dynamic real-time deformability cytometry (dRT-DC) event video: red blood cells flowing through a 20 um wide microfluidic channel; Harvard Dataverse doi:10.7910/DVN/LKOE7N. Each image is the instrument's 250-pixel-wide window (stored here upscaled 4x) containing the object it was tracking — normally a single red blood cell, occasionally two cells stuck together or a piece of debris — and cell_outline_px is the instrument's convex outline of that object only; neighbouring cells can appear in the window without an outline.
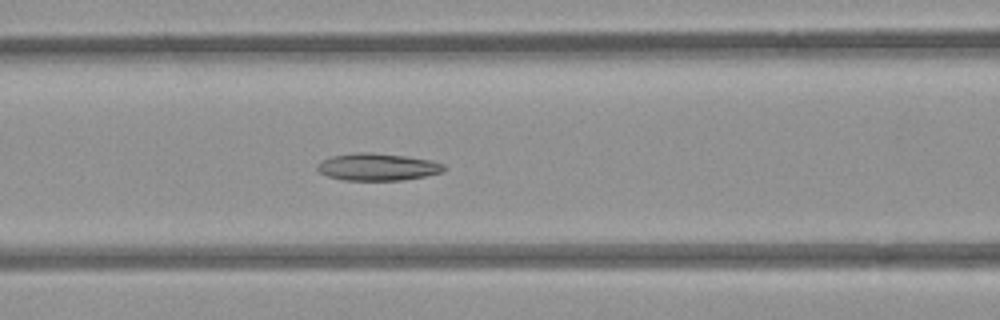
{"species": "common noctule bat (a hibernating species)", "species_latin": "Nyctalus noctula", "temperature_condition": "room temperature", "stored_images_in_passage": 16, "camera_frame_rate_fps": 3000, "um_per_image_px": 0.085, "animal": {"sex": "female", "body_mass_g": 21.9}, "frame": {"image": 1, "passage_image": 10, "time_ms": 3.0, "image_size_px": [1000, 320], "cell_outline_px": [[448, 168], [444, 172], [424, 176], [400, 180], [344, 180], [328, 176], [320, 172], [316, 168], [316, 164], [320, 160], [332, 156], [360, 152], [368, 152], [404, 156], [432, 160], [444, 164]], "centroid_in_image_um": [32.1, 14.19], "position_along_channel_um": 134.5, "area_um2": 20.11}}
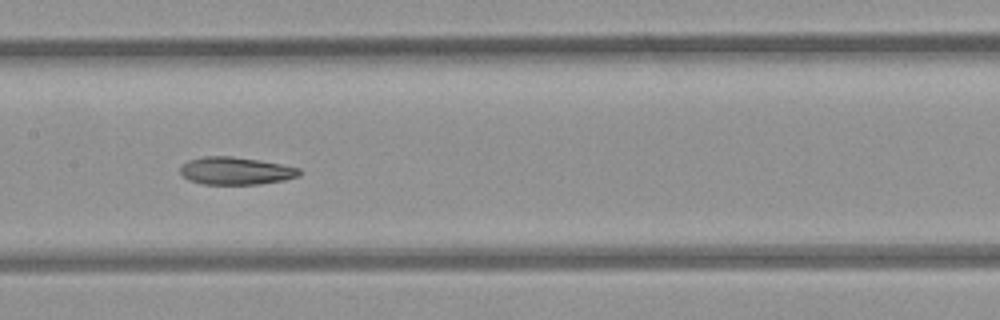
{"frame": {"image": 2, "passage_image": 14, "time_ms": 4.333, "image_size_px": [1000, 320], "cell_outline_px": [[304, 172], [300, 176], [284, 180], [260, 184], [204, 184], [188, 180], [180, 172], [180, 168], [188, 160], [204, 156], [232, 156], [260, 160], [300, 168]], "centroid_in_image_um": [20.08, 14.52], "position_along_channel_um": 187.3, "area_um2": 19.25}}